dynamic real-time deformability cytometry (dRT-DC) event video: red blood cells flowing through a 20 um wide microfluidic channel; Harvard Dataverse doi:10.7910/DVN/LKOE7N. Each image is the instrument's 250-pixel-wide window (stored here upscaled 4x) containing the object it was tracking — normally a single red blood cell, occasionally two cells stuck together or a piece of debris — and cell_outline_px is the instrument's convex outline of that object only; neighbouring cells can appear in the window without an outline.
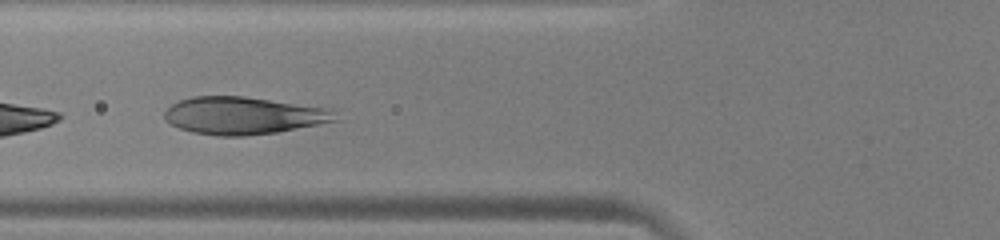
{"species": "human", "species_latin": "Homo sapiens", "temperature_condition": "warm", "stored_images_in_passage": 43, "camera_frame_rate_fps": 3000, "um_per_image_px": 0.085, "donor": {"sex": "male"}, "frame": {"image": 1, "passage_image": 13, "time_ms": 4.0, "image_size_px": [1000, 240], "cell_outline_px": [[340, 120], [276, 132], [244, 136], [220, 136], [192, 132], [180, 128], [164, 120], [164, 112], [172, 104], [180, 100], [192, 96], [244, 96], [328, 108]], "centroid_in_image_um": [20.65, 9.82], "position_along_channel_um": 105.1, "area_um2": 37.05}}
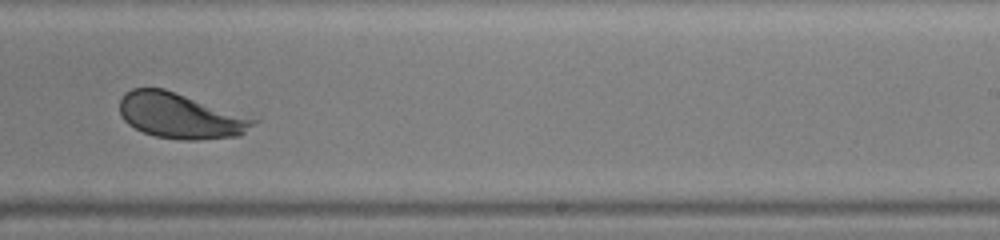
{"frame": {"image": 2, "passage_image": 26, "time_ms": 8.333, "image_size_px": [1000, 240], "cell_outline_px": [[260, 120], [240, 136], [200, 140], [180, 140], [156, 136], [144, 132], [128, 124], [120, 116], [120, 100], [124, 92], [132, 88], [164, 88]], "centroid_in_image_um": [15.32, 9.84], "position_along_channel_um": 273.7, "area_um2": 35.43}}
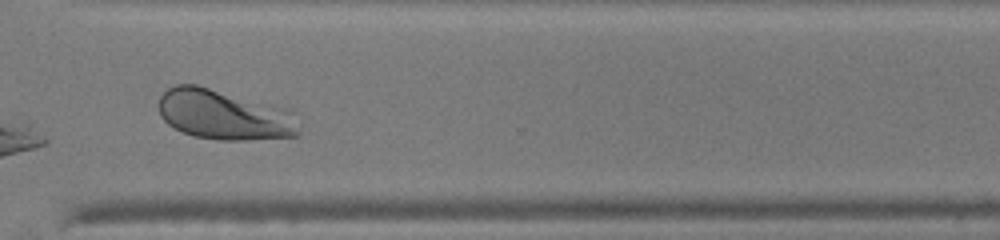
{"frame": {"image": 3, "passage_image": 32, "time_ms": 10.333, "image_size_px": [1000, 240], "cell_outline_px": [[300, 132], [296, 136], [248, 140], [220, 140], [196, 136], [184, 132], [168, 124], [160, 116], [160, 96], [168, 88], [176, 84], [196, 84], [288, 108], [292, 112], [300, 124]], "centroid_in_image_um": [19.1, 9.75], "position_along_channel_um": 351.5, "area_um2": 41.1}, "authors_computed_cell_mechanics": {"area_um2": 40.8068, "velocity_mm_per_s": 3.8983, "shape_relaxation_time_tau1_ms": 1.9773, "shape_relaxation_time_tau2_ms": null, "deformation_change_tau1": 0.1624, "deformation_change_tau2": null}}